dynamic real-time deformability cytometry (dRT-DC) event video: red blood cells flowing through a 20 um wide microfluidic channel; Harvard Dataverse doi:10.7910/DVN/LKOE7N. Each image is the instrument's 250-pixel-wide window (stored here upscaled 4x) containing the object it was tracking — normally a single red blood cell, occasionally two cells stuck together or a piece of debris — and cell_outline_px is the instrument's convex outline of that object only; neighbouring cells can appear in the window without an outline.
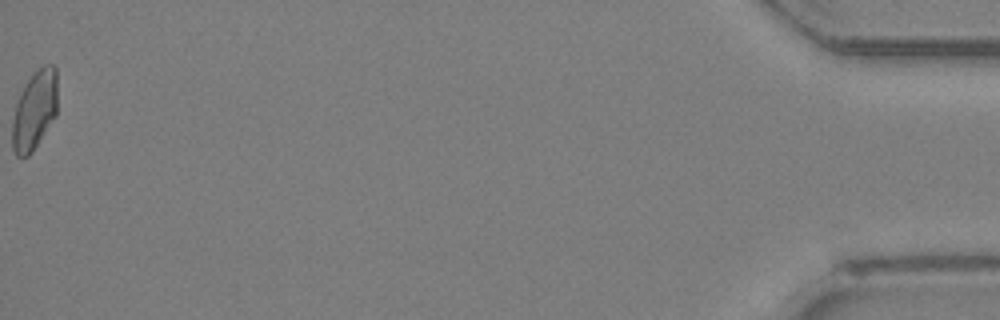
{"species": "Egyptian fruit bat (a non-hibernating species)", "species_latin": "Rousettus aegyptiacus", "temperature_condition": "room temperature", "stored_images_in_passage": 37, "camera_frame_rate_fps": 3000, "um_per_image_px": 0.085, "animal": {"sex": "female"}, "frame": {"image": 1, "passage_image": 37, "time_ms": 12.0, "image_size_px": [1000, 320], "cell_outline_px": [[56, 116], [32, 152], [28, 156], [16, 156], [12, 148], [12, 120], [16, 104], [20, 92], [28, 80], [44, 64], [56, 64]], "centroid_in_image_um": [2.93, 9.39], "position_along_channel_um": 432.3, "area_um2": 20.69}}